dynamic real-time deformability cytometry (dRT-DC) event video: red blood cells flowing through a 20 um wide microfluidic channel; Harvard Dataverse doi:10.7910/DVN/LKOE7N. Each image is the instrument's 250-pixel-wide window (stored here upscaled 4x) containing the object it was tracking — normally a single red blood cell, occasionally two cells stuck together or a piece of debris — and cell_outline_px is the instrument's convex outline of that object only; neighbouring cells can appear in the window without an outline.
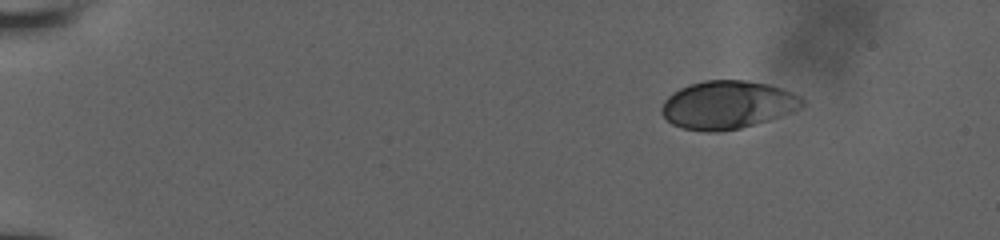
{"species": "human", "species_latin": "Homo sapiens", "temperature_condition": "room temperature", "stored_images_in_passage": 24, "camera_frame_rate_fps": 3000, "um_per_image_px": 0.085, "donor": {"sex": "male"}, "frame": {"image": 1, "passage_image": 1, "time_ms": 0.0, "image_size_px": [1000, 240], "cell_outline_px": [[804, 104], [780, 116], [756, 124], [740, 128], [716, 132], [704, 132], [684, 128], [672, 124], [660, 112], [660, 108], [664, 100], [672, 92], [688, 84], [704, 80], [748, 80], [768, 84], [792, 92], [800, 96], [804, 100]], "centroid_in_image_um": [61.79, 8.9], "position_along_channel_um": 23.2, "area_um2": 39.36}}
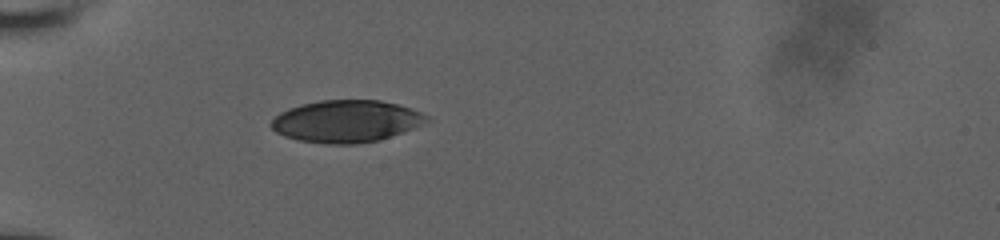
{"frame": {"image": 2, "passage_image": 16, "time_ms": 3.667, "image_size_px": [1000, 240], "cell_outline_px": [[428, 120], [412, 128], [380, 140], [356, 144], [328, 144], [300, 140], [284, 136], [276, 132], [268, 124], [280, 112], [288, 108], [300, 104], [320, 100], [380, 100], [396, 104], [420, 112], [428, 116]], "centroid_in_image_um": [29.37, 10.3], "position_along_channel_um": 55.6, "area_um2": 37.92}}
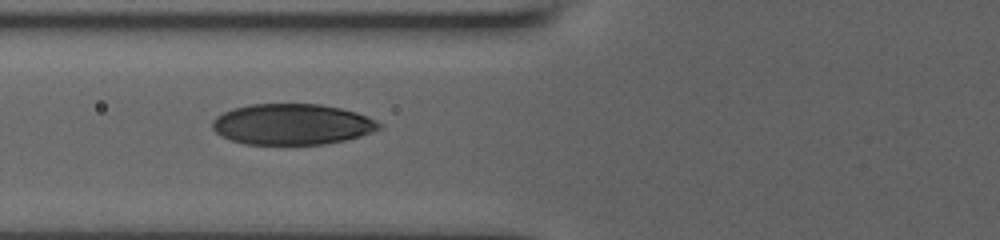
{"frame": {"image": 3, "passage_image": 23, "time_ms": 5.333, "image_size_px": [1000, 240], "cell_outline_px": [[384, 124], [380, 128], [372, 132], [360, 136], [344, 140], [324, 144], [244, 144], [220, 136], [212, 128], [212, 120], [216, 116], [232, 108], [252, 104], [320, 104], [340, 108], [356, 112], [368, 116]], "centroid_in_image_um": [24.83, 10.56], "position_along_channel_um": 101.0, "area_um2": 39.82}}